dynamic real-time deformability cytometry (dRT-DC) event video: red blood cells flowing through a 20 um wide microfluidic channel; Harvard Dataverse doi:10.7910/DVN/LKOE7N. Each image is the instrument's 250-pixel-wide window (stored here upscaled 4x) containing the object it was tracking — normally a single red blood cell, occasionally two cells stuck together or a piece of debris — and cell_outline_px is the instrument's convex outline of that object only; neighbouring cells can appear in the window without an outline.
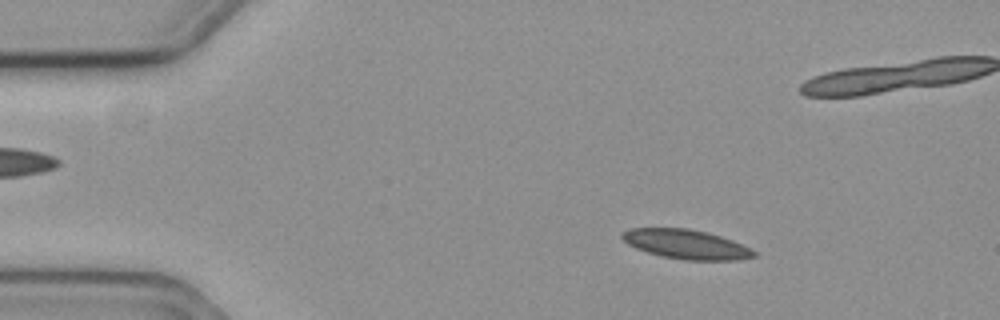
{"species": "common noctule bat (a hibernating species)", "species_latin": "Nyctalus noctula", "temperature_condition": "cold", "stored_images_in_passage": 58, "camera_frame_rate_fps": 3000, "um_per_image_px": 0.085, "animal": {"sex": "female", "body_mass_g": 19.3, "forearm_length_mm": 54.1}, "frame": {"image": 1, "passage_image": 9, "time_ms": 2.667, "image_size_px": [1000, 320], "cell_outline_px": [[756, 256], [736, 260], [684, 260], [660, 256], [636, 248], [628, 244], [620, 236], [620, 232], [632, 228], [688, 228], [708, 232], [732, 240], [752, 248], [756, 252]], "centroid_in_image_um": [58.32, 20.76], "position_along_channel_um": 26.7, "area_um2": 22.66}}
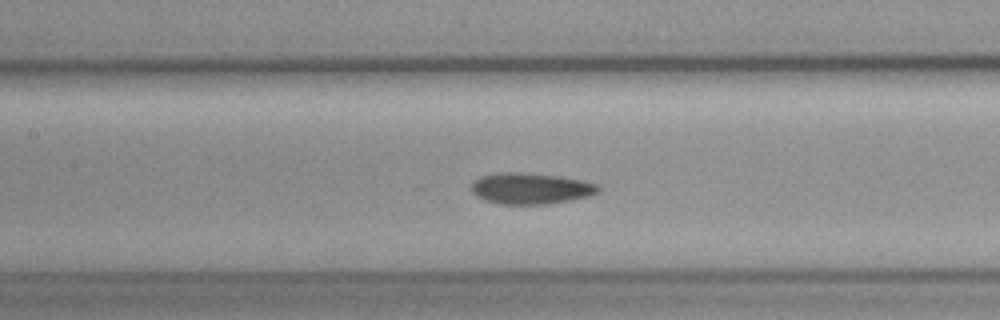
{"frame": {"image": 2, "passage_image": 26, "time_ms": 8.333, "image_size_px": [1000, 320], "cell_outline_px": [[600, 192], [588, 196], [548, 204], [496, 204], [484, 200], [476, 196], [472, 192], [472, 184], [480, 176], [500, 172], [520, 172], [556, 176], [584, 180], [596, 184], [600, 188]], "centroid_in_image_um": [45.09, 16.02], "position_along_channel_um": 162.3, "area_um2": 23.0}}
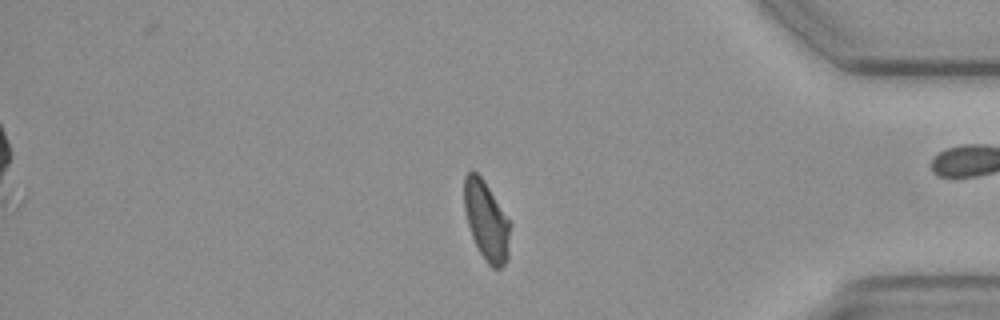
{"frame": {"image": 3, "passage_image": 48, "time_ms": 15.667, "image_size_px": [1000, 320], "cell_outline_px": [[508, 256], [504, 264], [500, 268], [492, 268], [488, 264], [480, 252], [472, 236], [468, 224], [464, 208], [464, 176], [468, 172], [476, 172], [484, 180], [508, 220]], "centroid_in_image_um": [41.3, 18.75], "position_along_channel_um": 393.9, "area_um2": 20.46}, "authors_computed_cell_mechanics": {"area_um2": 22.1374, "velocity_mm_per_s": 3.5771, "shape_relaxation_time_tau1_ms": null, "shape_relaxation_time_tau2_ms": 3.6716, "deformation_change_tau1": null, "deformation_change_tau2": 0.066}}